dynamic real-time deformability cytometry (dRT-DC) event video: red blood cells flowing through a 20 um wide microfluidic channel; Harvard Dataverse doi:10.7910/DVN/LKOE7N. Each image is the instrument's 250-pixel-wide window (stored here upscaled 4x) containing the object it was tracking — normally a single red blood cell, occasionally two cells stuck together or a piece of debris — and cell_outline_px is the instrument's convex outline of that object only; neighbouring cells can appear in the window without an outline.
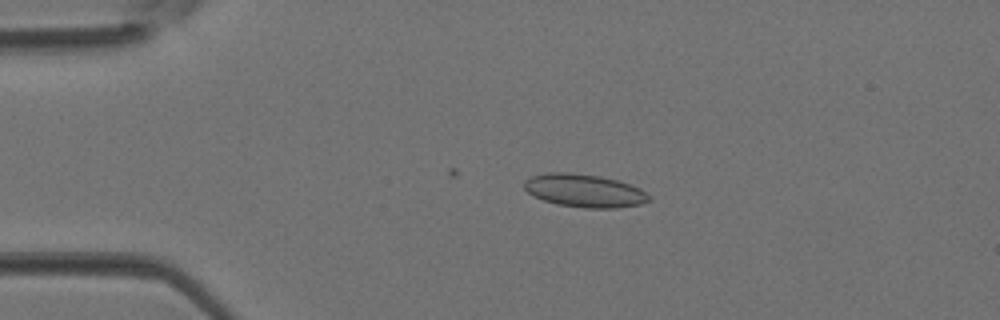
{"species": "Egyptian fruit bat (a non-hibernating species)", "species_latin": "Rousettus aegyptiacus", "temperature_condition": "room temperature", "stored_images_in_passage": 5, "camera_frame_rate_fps": 3000, "um_per_image_px": 0.085, "animal": {"sex": "female"}, "frame": {"image": 1, "passage_image": 3, "time_ms": 0.667, "image_size_px": [1000, 320], "cell_outline_px": [[652, 200], [640, 204], [616, 208], [584, 208], [556, 204], [532, 196], [524, 188], [524, 180], [532, 176], [548, 172], [568, 172], [600, 176], [616, 180], [640, 188]], "centroid_in_image_um": [49.64, 16.21], "position_along_channel_um": 35.4, "area_um2": 23.99}}
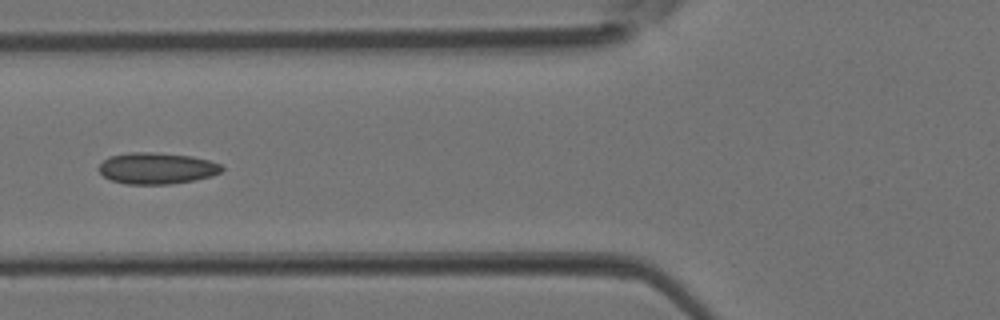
{"frame": {"image": 2, "passage_image": 5, "time_ms": 1.333, "image_size_px": [1000, 320], "cell_outline_px": [[224, 168], [220, 172], [212, 176], [192, 180], [168, 184], [128, 184], [112, 180], [104, 176], [100, 172], [100, 164], [108, 156], [128, 152], [156, 152], [192, 156], [208, 160], [220, 164]], "centroid_in_image_um": [13.32, 14.29], "position_along_channel_um": 112.5, "area_um2": 22.37}}